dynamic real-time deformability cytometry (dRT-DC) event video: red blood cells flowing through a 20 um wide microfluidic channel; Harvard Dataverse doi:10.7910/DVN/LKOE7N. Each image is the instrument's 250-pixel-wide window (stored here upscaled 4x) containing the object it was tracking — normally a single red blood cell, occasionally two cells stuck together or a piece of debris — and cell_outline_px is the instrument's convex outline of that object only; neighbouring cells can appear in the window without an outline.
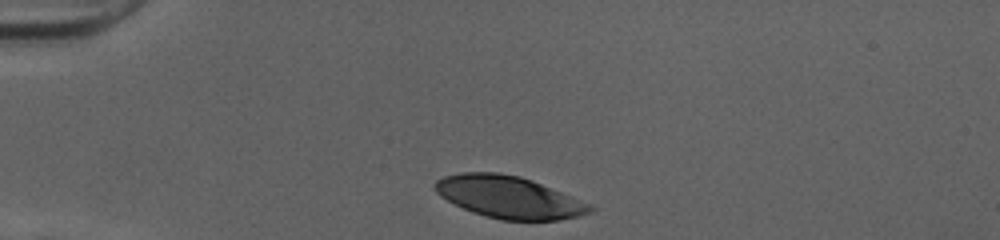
{"species": "human", "species_latin": "Homo sapiens", "temperature_condition": "cold", "stored_images_in_passage": 30, "camera_frame_rate_fps": 3000, "um_per_image_px": 0.085, "donor": {"sex": "female"}, "frame": {"image": 1, "passage_image": 1, "time_ms": 0.0, "image_size_px": [1000, 240], "cell_outline_px": [[596, 208], [592, 212], [580, 216], [560, 220], [500, 220], [484, 216], [472, 212], [440, 196], [436, 192], [432, 184], [436, 180], [444, 176], [460, 172], [500, 172], [520, 176], [532, 180], [592, 204]], "centroid_in_image_um": [43.28, 16.75], "position_along_channel_um": 41.7, "area_um2": 38.32}}
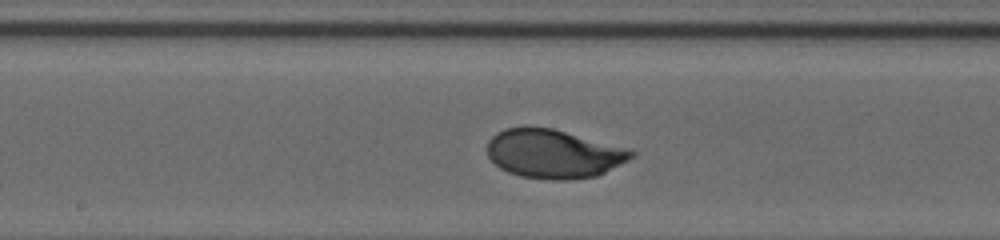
{"frame": {"image": 2, "passage_image": 16, "time_ms": 5.0, "image_size_px": [1000, 240], "cell_outline_px": [[636, 156], [596, 176], [568, 180], [552, 180], [520, 176], [508, 172], [500, 168], [488, 156], [488, 140], [496, 132], [504, 128], [528, 124], [552, 128], [632, 148], [636, 152]], "centroid_in_image_um": [47.06, 13.03], "position_along_channel_um": 201.1, "area_um2": 41.73}}
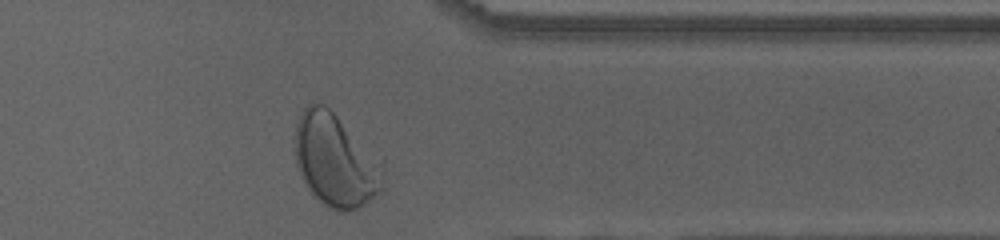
{"frame": {"image": 3, "passage_image": 30, "time_ms": 9.667, "image_size_px": [1000, 240], "cell_outline_px": [[384, 188], [380, 192], [364, 204], [348, 212], [336, 212], [328, 208], [308, 188], [300, 176], [296, 168], [296, 124], [300, 112], [312, 100], [324, 104], [336, 116], [384, 184]], "centroid_in_image_um": [28.29, 13.7], "position_along_channel_um": 383.1, "area_um2": 44.04}, "authors_computed_cell_mechanics": {"area_um2": 40.4889, "velocity_mm_per_s": 4.0007, "shape_relaxation_time_tau1_ms": 2.39, "shape_relaxation_time_tau2_ms": null, "deformation_change_tau1": 0.1563, "deformation_change_tau2": null}}